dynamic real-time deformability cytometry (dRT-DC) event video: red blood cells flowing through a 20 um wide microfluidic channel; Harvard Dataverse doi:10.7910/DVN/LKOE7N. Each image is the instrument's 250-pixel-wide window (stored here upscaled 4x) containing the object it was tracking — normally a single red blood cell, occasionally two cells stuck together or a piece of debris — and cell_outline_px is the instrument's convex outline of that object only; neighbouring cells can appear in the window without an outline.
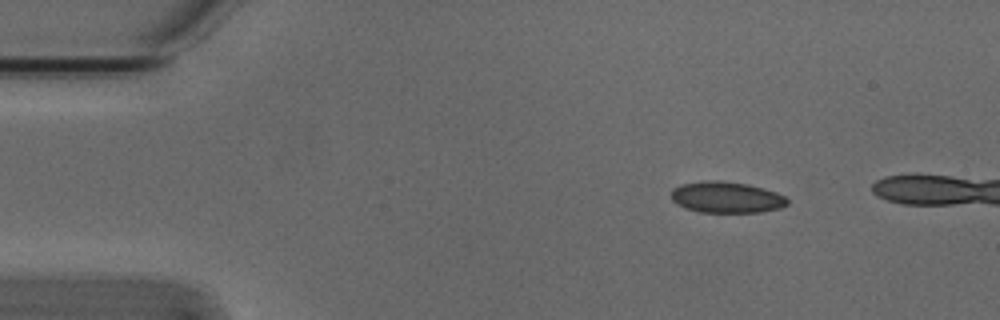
{"species": "Egyptian fruit bat (a non-hibernating species)", "species_latin": "Rousettus aegyptiacus", "temperature_condition": "cold", "stored_images_in_passage": 5, "camera_frame_rate_fps": 3000, "um_per_image_px": 0.085, "animal": {"sex": "male"}, "frame": {"image": 1, "passage_image": 2, "time_ms": 0.333, "image_size_px": [1000, 320], "cell_outline_px": [[788, 204], [780, 208], [760, 212], [700, 212], [684, 208], [676, 204], [672, 200], [672, 188], [680, 184], [704, 180], [720, 180], [748, 184], [764, 188], [776, 192], [784, 196], [788, 200]], "centroid_in_image_um": [61.72, 16.76], "position_along_channel_um": 23.3, "area_um2": 21.33}}